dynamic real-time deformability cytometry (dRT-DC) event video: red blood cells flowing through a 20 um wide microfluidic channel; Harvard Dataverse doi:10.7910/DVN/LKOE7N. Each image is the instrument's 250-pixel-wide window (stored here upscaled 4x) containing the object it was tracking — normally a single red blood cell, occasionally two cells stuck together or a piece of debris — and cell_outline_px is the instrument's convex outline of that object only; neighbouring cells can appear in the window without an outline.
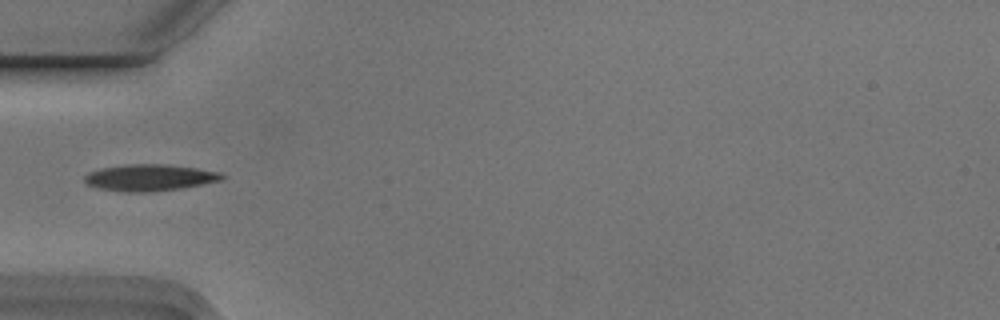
{"species": "Egyptian fruit bat (a non-hibernating species)", "species_latin": "Rousettus aegyptiacus", "temperature_condition": "cold", "stored_images_in_passage": 2, "camera_frame_rate_fps": 3000, "um_per_image_px": 0.085, "animal": {"sex": "male"}, "frame": {"image": 1, "passage_image": 2, "time_ms": 0.333, "image_size_px": [1000, 320], "cell_outline_px": [[224, 176], [220, 180], [204, 184], [180, 188], [148, 192], [124, 192], [96, 188], [88, 184], [84, 180], [84, 176], [88, 172], [100, 168], [124, 164], [164, 164], [196, 168], [220, 172]], "centroid_in_image_um": [12.66, 15.09], "position_along_channel_um": 72.3, "area_um2": 21.27}}